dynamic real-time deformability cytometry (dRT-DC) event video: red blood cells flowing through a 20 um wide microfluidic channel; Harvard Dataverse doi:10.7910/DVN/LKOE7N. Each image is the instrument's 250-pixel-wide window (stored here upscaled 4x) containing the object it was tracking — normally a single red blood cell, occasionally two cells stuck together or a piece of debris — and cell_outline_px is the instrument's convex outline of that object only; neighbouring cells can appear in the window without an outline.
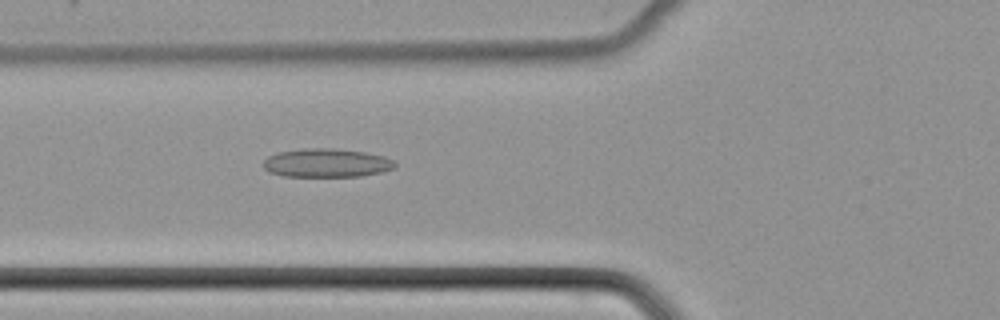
{"species": "common noctule bat (a hibernating species)", "species_latin": "Nyctalus noctula", "temperature_condition": "cold", "stored_images_in_passage": 51, "camera_frame_rate_fps": 3000, "um_per_image_px": 0.085, "animal": {"sex": "female", "body_mass_g": 22.7, "forearm_length_mm": 54.2}, "frame": {"image": 1, "passage_image": 20, "time_ms": 6.333, "image_size_px": [1000, 320], "cell_outline_px": [[396, 164], [392, 168], [384, 172], [360, 176], [284, 176], [268, 172], [264, 168], [264, 160], [268, 156], [276, 152], [304, 148], [332, 148], [364, 152], [384, 156], [392, 160]], "centroid_in_image_um": [27.73, 13.84], "position_along_channel_um": 98.1, "area_um2": 21.96}}
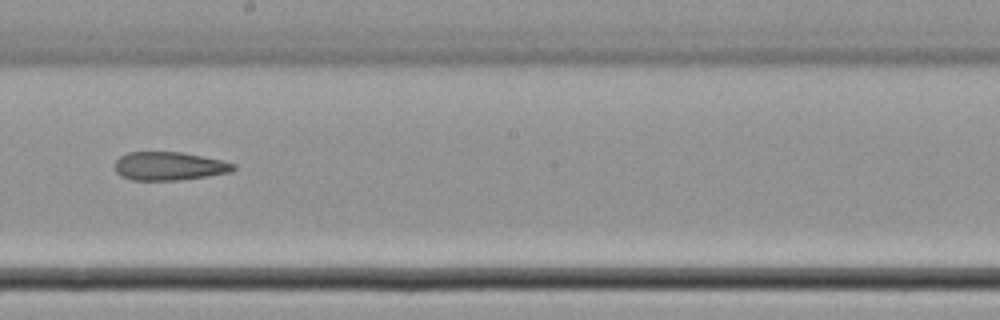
{"frame": {"image": 2, "passage_image": 30, "time_ms": 9.667, "image_size_px": [1000, 320], "cell_outline_px": [[236, 168], [232, 172], [208, 176], [180, 180], [132, 180], [120, 176], [116, 172], [116, 160], [120, 156], [128, 152], [180, 152], [220, 160], [236, 164]], "centroid_in_image_um": [14.38, 14.13], "position_along_channel_um": 233.8, "area_um2": 19.59}}
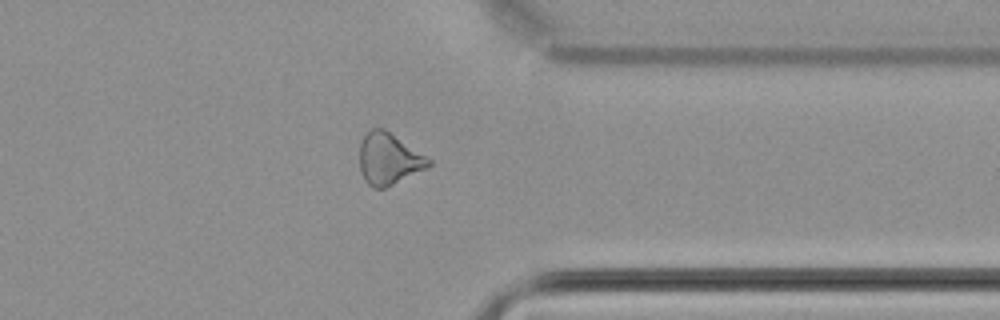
{"frame": {"image": 3, "passage_image": 41, "time_ms": 13.333, "image_size_px": [1000, 320], "cell_outline_px": [[432, 164], [384, 188], [372, 188], [364, 180], [360, 172], [360, 140], [372, 128], [384, 128], [432, 160]], "centroid_in_image_um": [33.0, 13.49], "position_along_channel_um": 378.4, "area_um2": 20.4}}